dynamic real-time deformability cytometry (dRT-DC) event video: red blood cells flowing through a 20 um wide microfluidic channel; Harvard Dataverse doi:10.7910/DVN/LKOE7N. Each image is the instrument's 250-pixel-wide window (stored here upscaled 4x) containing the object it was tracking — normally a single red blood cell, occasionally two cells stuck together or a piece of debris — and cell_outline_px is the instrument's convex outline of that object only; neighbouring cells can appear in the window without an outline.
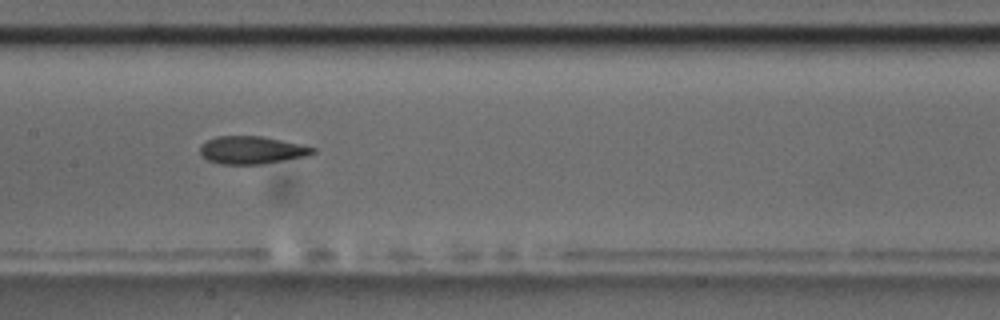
{"species": "common noctule bat (a hibernating species)", "species_latin": "Nyctalus noctula", "temperature_condition": "room temperature", "stored_images_in_passage": 9, "camera_frame_rate_fps": 3000, "um_per_image_px": 0.085, "animal": {"sex": "male", "body_mass_g": 17.5, "forearm_length_mm": 52.3}, "frame": {"image": 1, "passage_image": 7, "time_ms": 7.0, "image_size_px": [1000, 320], "cell_outline_px": [[316, 152], [308, 156], [260, 164], [220, 164], [208, 160], [200, 156], [200, 144], [216, 136], [264, 136], [300, 144], [316, 148]], "centroid_in_image_um": [21.39, 12.75], "position_along_channel_um": 186.0, "area_um2": 18.32}}
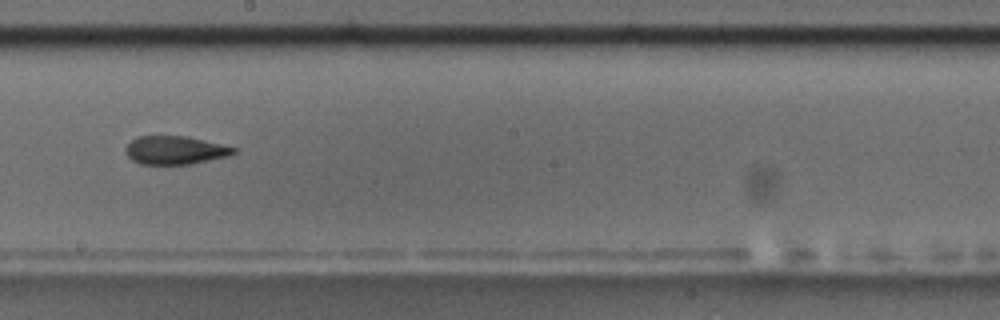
{"frame": {"image": 2, "passage_image": 8, "time_ms": 8.333, "image_size_px": [1000, 320], "cell_outline_px": [[236, 152], [228, 156], [192, 164], [140, 164], [132, 160], [124, 152], [124, 148], [136, 136], [188, 136], [236, 148]], "centroid_in_image_um": [14.85, 12.76], "position_along_channel_um": 233.3, "area_um2": 17.86}}
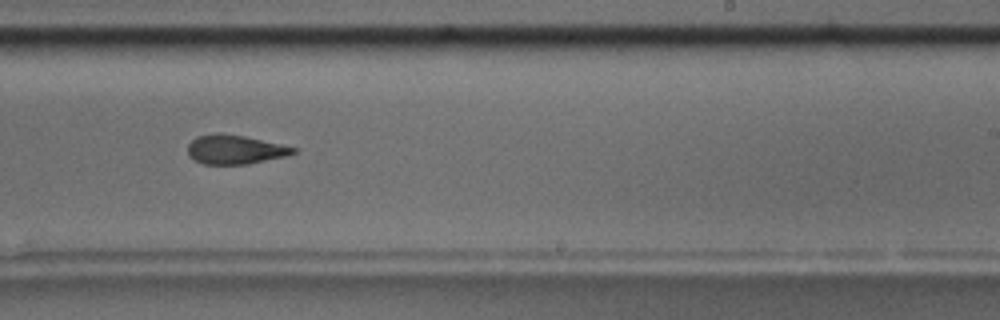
{"frame": {"image": 3, "passage_image": 9, "time_ms": 9.333, "image_size_px": [1000, 320], "cell_outline_px": [[296, 152], [284, 156], [248, 164], [204, 164], [192, 160], [188, 156], [188, 144], [196, 136], [216, 132], [244, 136], [280, 144], [296, 148]], "centroid_in_image_um": [19.9, 12.7], "position_along_channel_um": 269.1, "area_um2": 17.86}}